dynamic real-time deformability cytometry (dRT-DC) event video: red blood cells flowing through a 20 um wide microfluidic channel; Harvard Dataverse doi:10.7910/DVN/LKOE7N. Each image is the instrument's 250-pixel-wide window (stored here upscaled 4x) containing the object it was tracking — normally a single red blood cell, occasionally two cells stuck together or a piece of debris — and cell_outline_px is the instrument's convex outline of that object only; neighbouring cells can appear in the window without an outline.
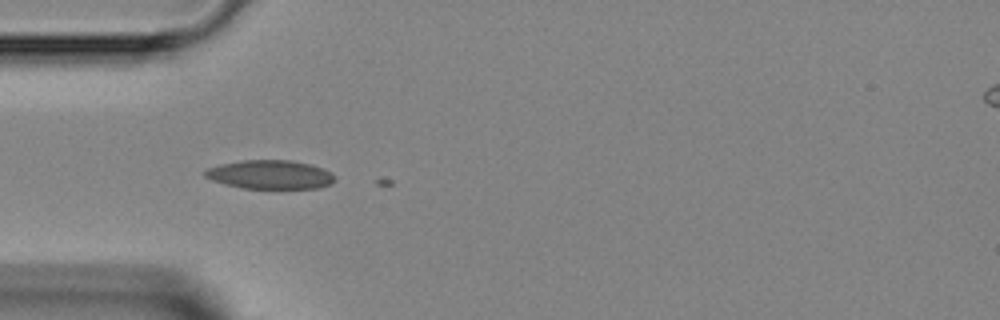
{"species": "Egyptian fruit bat (a non-hibernating species)", "species_latin": "Rousettus aegyptiacus", "temperature_condition": "room temperature", "stored_images_in_passage": 2, "camera_frame_rate_fps": 3000, "um_per_image_px": 0.085, "animal": {"sex": "female"}, "frame": {"image": 1, "passage_image": 1, "time_ms": 0.0, "image_size_px": [1000, 320], "cell_outline_px": [[336, 180], [332, 184], [316, 188], [244, 188], [224, 184], [212, 180], [204, 176], [204, 172], [208, 168], [220, 164], [240, 160], [292, 160], [312, 164], [324, 168], [336, 176]], "centroid_in_image_um": [23.0, 14.83], "position_along_channel_um": 62.0, "area_um2": 21.96}}